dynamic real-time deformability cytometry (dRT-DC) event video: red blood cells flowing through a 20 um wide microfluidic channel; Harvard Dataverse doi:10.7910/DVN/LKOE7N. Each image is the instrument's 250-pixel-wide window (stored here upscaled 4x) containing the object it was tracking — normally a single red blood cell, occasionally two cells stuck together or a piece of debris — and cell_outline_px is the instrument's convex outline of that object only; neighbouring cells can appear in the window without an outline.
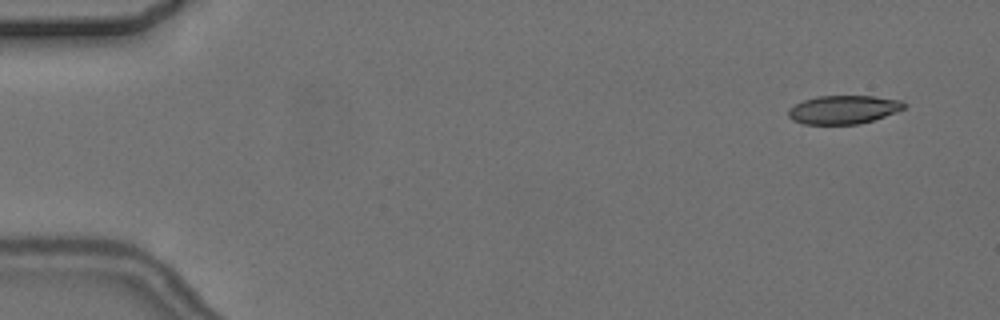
{"species": "common noctule bat (a hibernating species)", "species_latin": "Nyctalus noctula", "temperature_condition": "cold", "stored_images_in_passage": 4, "camera_frame_rate_fps": 3000, "um_per_image_px": 0.085, "animal": {"sex": "female", "body_mass_g": 24.6, "forearm_length_mm": 56.2}, "frame": {"image": 1, "passage_image": 1, "time_ms": 0.0, "image_size_px": [1000, 320], "cell_outline_px": [[904, 108], [896, 112], [860, 124], [804, 124], [792, 120], [788, 116], [788, 108], [804, 100], [816, 96], [872, 96], [900, 100], [904, 104]], "centroid_in_image_um": [71.65, 9.32], "position_along_channel_um": 13.4, "area_um2": 19.07}}